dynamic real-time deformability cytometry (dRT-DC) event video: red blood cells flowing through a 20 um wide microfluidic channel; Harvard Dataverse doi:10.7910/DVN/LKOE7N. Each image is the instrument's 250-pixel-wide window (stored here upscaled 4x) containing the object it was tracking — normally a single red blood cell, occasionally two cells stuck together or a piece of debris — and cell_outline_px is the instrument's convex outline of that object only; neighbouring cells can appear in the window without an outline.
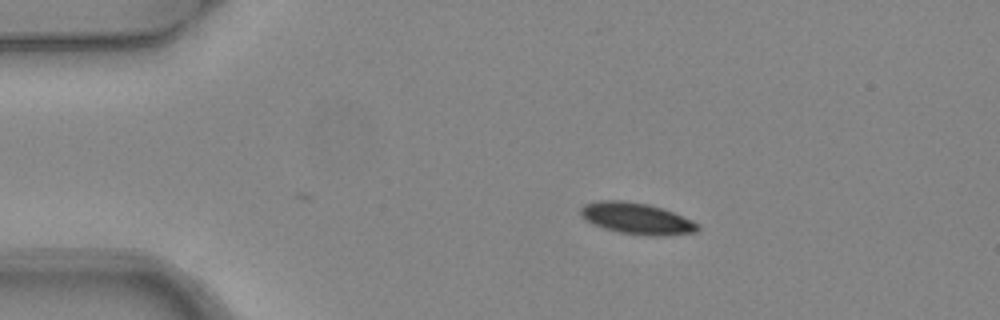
{"species": "common noctule bat (a hibernating species)", "species_latin": "Nyctalus noctula", "temperature_condition": "warm", "stored_images_in_passage": 7, "camera_frame_rate_fps": 3000, "um_per_image_px": 0.085, "animal": {"sex": "female", "body_mass_g": 24.6, "forearm_length_mm": 56.2}, "frame": {"image": 1, "passage_image": 1, "time_ms": 0.0, "image_size_px": [1000, 320], "cell_outline_px": [[700, 228], [696, 232], [664, 236], [644, 236], [620, 232], [604, 228], [592, 224], [584, 220], [580, 212], [580, 208], [584, 204], [600, 200], [624, 200], [648, 204], [672, 212], [692, 220], [700, 224]], "centroid_in_image_um": [54.11, 18.58], "position_along_channel_um": 30.9, "area_um2": 21.56}}
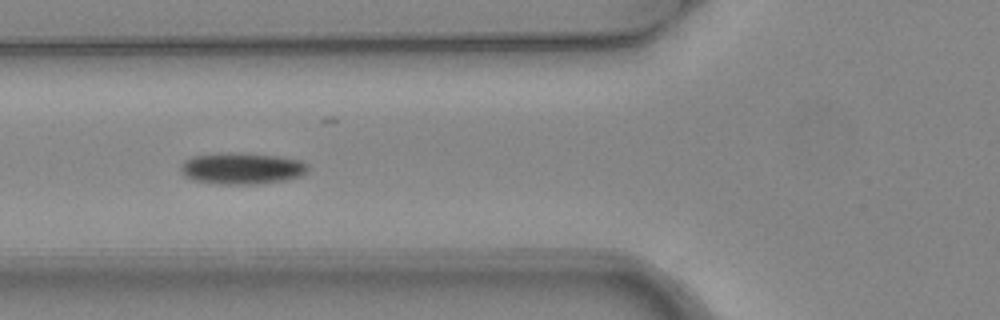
{"frame": {"image": 2, "passage_image": 4, "time_ms": 1.0, "image_size_px": [1000, 320], "cell_outline_px": [[308, 172], [300, 176], [288, 180], [256, 184], [220, 184], [192, 180], [184, 176], [180, 172], [180, 164], [184, 160], [192, 156], [232, 152], [276, 156], [300, 160], [308, 164]], "centroid_in_image_um": [20.54, 14.32], "position_along_channel_um": 105.3, "area_um2": 23.52}}
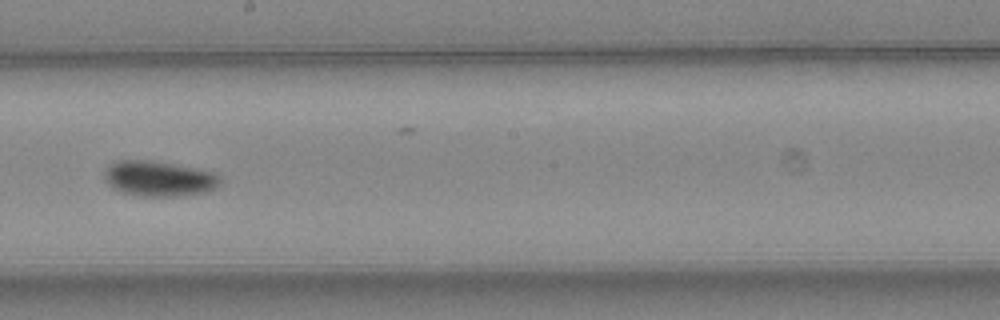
{"frame": {"image": 3, "passage_image": 7, "time_ms": 2.0, "image_size_px": [1000, 320], "cell_outline_px": [[224, 180], [216, 188], [204, 192], [176, 196], [140, 196], [120, 192], [112, 188], [104, 180], [104, 168], [112, 160], [152, 160], [200, 168], [212, 172], [220, 176]], "centroid_in_image_um": [13.48, 15.16], "position_along_channel_um": 234.7, "area_um2": 24.45}}